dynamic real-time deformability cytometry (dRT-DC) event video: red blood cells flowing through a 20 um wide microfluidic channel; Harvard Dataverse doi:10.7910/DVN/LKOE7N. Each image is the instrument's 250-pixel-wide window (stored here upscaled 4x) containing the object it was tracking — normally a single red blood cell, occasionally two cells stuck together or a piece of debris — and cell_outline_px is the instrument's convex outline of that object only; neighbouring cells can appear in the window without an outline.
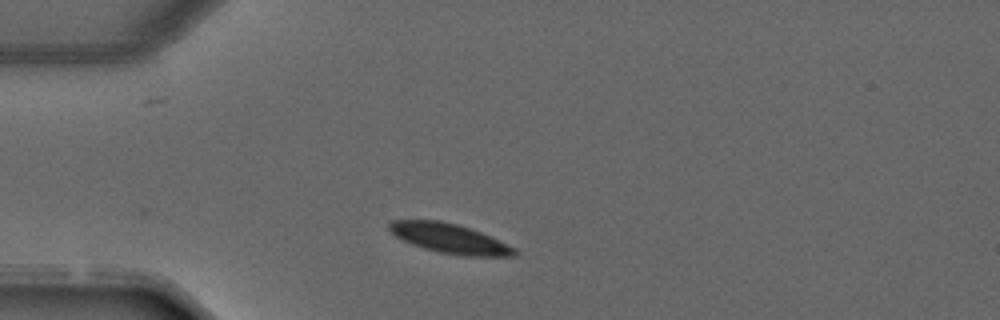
{"species": "common noctule bat (a hibernating species)", "species_latin": "Nyctalus noctula", "temperature_condition": "warm", "stored_images_in_passage": 5, "camera_frame_rate_fps": 3000, "um_per_image_px": 0.085, "animal": {"sex": "male", "forearm_length_mm": 52.5}, "frame": {"image": 1, "passage_image": 2, "time_ms": 1.333, "image_size_px": [1000, 320], "cell_outline_px": [[520, 252], [516, 256], [464, 256], [440, 252], [424, 248], [412, 244], [396, 236], [388, 228], [388, 224], [392, 220], [440, 220], [456, 224], [480, 232], [516, 248]], "centroid_in_image_um": [38.24, 20.27], "position_along_channel_um": 46.8, "area_um2": 21.39}}